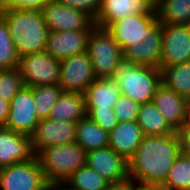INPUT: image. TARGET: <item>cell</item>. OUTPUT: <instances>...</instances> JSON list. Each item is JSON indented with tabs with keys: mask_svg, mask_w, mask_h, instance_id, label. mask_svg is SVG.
<instances>
[{
	"mask_svg": "<svg viewBox=\"0 0 190 190\" xmlns=\"http://www.w3.org/2000/svg\"><path fill=\"white\" fill-rule=\"evenodd\" d=\"M86 116V105L83 93L62 92L51 109L48 118L77 123Z\"/></svg>",
	"mask_w": 190,
	"mask_h": 190,
	"instance_id": "cell-22",
	"label": "cell"
},
{
	"mask_svg": "<svg viewBox=\"0 0 190 190\" xmlns=\"http://www.w3.org/2000/svg\"><path fill=\"white\" fill-rule=\"evenodd\" d=\"M87 116L98 124L103 130L110 132L119 122L114 108L104 110L86 109Z\"/></svg>",
	"mask_w": 190,
	"mask_h": 190,
	"instance_id": "cell-33",
	"label": "cell"
},
{
	"mask_svg": "<svg viewBox=\"0 0 190 190\" xmlns=\"http://www.w3.org/2000/svg\"><path fill=\"white\" fill-rule=\"evenodd\" d=\"M35 156L48 183L65 182L86 165V151L75 142L48 146Z\"/></svg>",
	"mask_w": 190,
	"mask_h": 190,
	"instance_id": "cell-4",
	"label": "cell"
},
{
	"mask_svg": "<svg viewBox=\"0 0 190 190\" xmlns=\"http://www.w3.org/2000/svg\"><path fill=\"white\" fill-rule=\"evenodd\" d=\"M160 68L190 61V25L162 24Z\"/></svg>",
	"mask_w": 190,
	"mask_h": 190,
	"instance_id": "cell-9",
	"label": "cell"
},
{
	"mask_svg": "<svg viewBox=\"0 0 190 190\" xmlns=\"http://www.w3.org/2000/svg\"><path fill=\"white\" fill-rule=\"evenodd\" d=\"M95 79L96 76L87 52L60 61L58 85L63 92L84 93Z\"/></svg>",
	"mask_w": 190,
	"mask_h": 190,
	"instance_id": "cell-10",
	"label": "cell"
},
{
	"mask_svg": "<svg viewBox=\"0 0 190 190\" xmlns=\"http://www.w3.org/2000/svg\"><path fill=\"white\" fill-rule=\"evenodd\" d=\"M136 122L141 127L144 135L162 136L176 132L165 120L153 102L140 105Z\"/></svg>",
	"mask_w": 190,
	"mask_h": 190,
	"instance_id": "cell-24",
	"label": "cell"
},
{
	"mask_svg": "<svg viewBox=\"0 0 190 190\" xmlns=\"http://www.w3.org/2000/svg\"><path fill=\"white\" fill-rule=\"evenodd\" d=\"M119 86L122 95L144 104L152 102L161 82V71L157 67L132 63L122 58L111 77Z\"/></svg>",
	"mask_w": 190,
	"mask_h": 190,
	"instance_id": "cell-3",
	"label": "cell"
},
{
	"mask_svg": "<svg viewBox=\"0 0 190 190\" xmlns=\"http://www.w3.org/2000/svg\"><path fill=\"white\" fill-rule=\"evenodd\" d=\"M91 30L50 31L46 51L56 60H63L87 52Z\"/></svg>",
	"mask_w": 190,
	"mask_h": 190,
	"instance_id": "cell-16",
	"label": "cell"
},
{
	"mask_svg": "<svg viewBox=\"0 0 190 190\" xmlns=\"http://www.w3.org/2000/svg\"><path fill=\"white\" fill-rule=\"evenodd\" d=\"M180 142V153L190 154V118L187 123L176 131Z\"/></svg>",
	"mask_w": 190,
	"mask_h": 190,
	"instance_id": "cell-36",
	"label": "cell"
},
{
	"mask_svg": "<svg viewBox=\"0 0 190 190\" xmlns=\"http://www.w3.org/2000/svg\"><path fill=\"white\" fill-rule=\"evenodd\" d=\"M50 0H0V12L14 9L40 10Z\"/></svg>",
	"mask_w": 190,
	"mask_h": 190,
	"instance_id": "cell-34",
	"label": "cell"
},
{
	"mask_svg": "<svg viewBox=\"0 0 190 190\" xmlns=\"http://www.w3.org/2000/svg\"><path fill=\"white\" fill-rule=\"evenodd\" d=\"M48 182L36 156L0 168V190H47Z\"/></svg>",
	"mask_w": 190,
	"mask_h": 190,
	"instance_id": "cell-7",
	"label": "cell"
},
{
	"mask_svg": "<svg viewBox=\"0 0 190 190\" xmlns=\"http://www.w3.org/2000/svg\"><path fill=\"white\" fill-rule=\"evenodd\" d=\"M86 165L109 184L122 182L128 178V161L109 146L86 152Z\"/></svg>",
	"mask_w": 190,
	"mask_h": 190,
	"instance_id": "cell-14",
	"label": "cell"
},
{
	"mask_svg": "<svg viewBox=\"0 0 190 190\" xmlns=\"http://www.w3.org/2000/svg\"><path fill=\"white\" fill-rule=\"evenodd\" d=\"M41 12L50 31L92 30L96 26L94 20L85 12L62 4L58 0H50Z\"/></svg>",
	"mask_w": 190,
	"mask_h": 190,
	"instance_id": "cell-8",
	"label": "cell"
},
{
	"mask_svg": "<svg viewBox=\"0 0 190 190\" xmlns=\"http://www.w3.org/2000/svg\"><path fill=\"white\" fill-rule=\"evenodd\" d=\"M9 114V102L0 97V126H5Z\"/></svg>",
	"mask_w": 190,
	"mask_h": 190,
	"instance_id": "cell-39",
	"label": "cell"
},
{
	"mask_svg": "<svg viewBox=\"0 0 190 190\" xmlns=\"http://www.w3.org/2000/svg\"><path fill=\"white\" fill-rule=\"evenodd\" d=\"M71 8L81 10L94 21L100 11L102 0H58Z\"/></svg>",
	"mask_w": 190,
	"mask_h": 190,
	"instance_id": "cell-35",
	"label": "cell"
},
{
	"mask_svg": "<svg viewBox=\"0 0 190 190\" xmlns=\"http://www.w3.org/2000/svg\"><path fill=\"white\" fill-rule=\"evenodd\" d=\"M187 117L190 118V96L186 98Z\"/></svg>",
	"mask_w": 190,
	"mask_h": 190,
	"instance_id": "cell-41",
	"label": "cell"
},
{
	"mask_svg": "<svg viewBox=\"0 0 190 190\" xmlns=\"http://www.w3.org/2000/svg\"><path fill=\"white\" fill-rule=\"evenodd\" d=\"M157 21V14H133L112 22L106 29L124 51L145 40L149 36V29Z\"/></svg>",
	"mask_w": 190,
	"mask_h": 190,
	"instance_id": "cell-11",
	"label": "cell"
},
{
	"mask_svg": "<svg viewBox=\"0 0 190 190\" xmlns=\"http://www.w3.org/2000/svg\"><path fill=\"white\" fill-rule=\"evenodd\" d=\"M47 190H74L66 182L48 183Z\"/></svg>",
	"mask_w": 190,
	"mask_h": 190,
	"instance_id": "cell-40",
	"label": "cell"
},
{
	"mask_svg": "<svg viewBox=\"0 0 190 190\" xmlns=\"http://www.w3.org/2000/svg\"><path fill=\"white\" fill-rule=\"evenodd\" d=\"M144 133L136 121L119 122L109 132L108 146L128 161L144 138Z\"/></svg>",
	"mask_w": 190,
	"mask_h": 190,
	"instance_id": "cell-20",
	"label": "cell"
},
{
	"mask_svg": "<svg viewBox=\"0 0 190 190\" xmlns=\"http://www.w3.org/2000/svg\"><path fill=\"white\" fill-rule=\"evenodd\" d=\"M65 182L74 190H105L109 184L87 165L76 170Z\"/></svg>",
	"mask_w": 190,
	"mask_h": 190,
	"instance_id": "cell-29",
	"label": "cell"
},
{
	"mask_svg": "<svg viewBox=\"0 0 190 190\" xmlns=\"http://www.w3.org/2000/svg\"><path fill=\"white\" fill-rule=\"evenodd\" d=\"M87 53L96 78H111L123 51L107 29L95 26L89 35Z\"/></svg>",
	"mask_w": 190,
	"mask_h": 190,
	"instance_id": "cell-5",
	"label": "cell"
},
{
	"mask_svg": "<svg viewBox=\"0 0 190 190\" xmlns=\"http://www.w3.org/2000/svg\"><path fill=\"white\" fill-rule=\"evenodd\" d=\"M39 121L33 90L24 86L9 102V114L4 127L31 136Z\"/></svg>",
	"mask_w": 190,
	"mask_h": 190,
	"instance_id": "cell-12",
	"label": "cell"
},
{
	"mask_svg": "<svg viewBox=\"0 0 190 190\" xmlns=\"http://www.w3.org/2000/svg\"><path fill=\"white\" fill-rule=\"evenodd\" d=\"M164 190H190V157L180 153L165 182L162 184Z\"/></svg>",
	"mask_w": 190,
	"mask_h": 190,
	"instance_id": "cell-27",
	"label": "cell"
},
{
	"mask_svg": "<svg viewBox=\"0 0 190 190\" xmlns=\"http://www.w3.org/2000/svg\"><path fill=\"white\" fill-rule=\"evenodd\" d=\"M133 14H157L155 0H102L94 23L106 29L112 22Z\"/></svg>",
	"mask_w": 190,
	"mask_h": 190,
	"instance_id": "cell-15",
	"label": "cell"
},
{
	"mask_svg": "<svg viewBox=\"0 0 190 190\" xmlns=\"http://www.w3.org/2000/svg\"><path fill=\"white\" fill-rule=\"evenodd\" d=\"M83 95L86 109L104 110L114 108L121 92L112 78H96Z\"/></svg>",
	"mask_w": 190,
	"mask_h": 190,
	"instance_id": "cell-21",
	"label": "cell"
},
{
	"mask_svg": "<svg viewBox=\"0 0 190 190\" xmlns=\"http://www.w3.org/2000/svg\"><path fill=\"white\" fill-rule=\"evenodd\" d=\"M18 68L24 85H56L60 79V61L42 51L19 57Z\"/></svg>",
	"mask_w": 190,
	"mask_h": 190,
	"instance_id": "cell-6",
	"label": "cell"
},
{
	"mask_svg": "<svg viewBox=\"0 0 190 190\" xmlns=\"http://www.w3.org/2000/svg\"><path fill=\"white\" fill-rule=\"evenodd\" d=\"M75 143L86 152L104 148L109 143V132L86 116L76 123Z\"/></svg>",
	"mask_w": 190,
	"mask_h": 190,
	"instance_id": "cell-23",
	"label": "cell"
},
{
	"mask_svg": "<svg viewBox=\"0 0 190 190\" xmlns=\"http://www.w3.org/2000/svg\"><path fill=\"white\" fill-rule=\"evenodd\" d=\"M161 82L183 97L190 96V61L160 68Z\"/></svg>",
	"mask_w": 190,
	"mask_h": 190,
	"instance_id": "cell-26",
	"label": "cell"
},
{
	"mask_svg": "<svg viewBox=\"0 0 190 190\" xmlns=\"http://www.w3.org/2000/svg\"><path fill=\"white\" fill-rule=\"evenodd\" d=\"M160 24L190 25V0H155Z\"/></svg>",
	"mask_w": 190,
	"mask_h": 190,
	"instance_id": "cell-25",
	"label": "cell"
},
{
	"mask_svg": "<svg viewBox=\"0 0 190 190\" xmlns=\"http://www.w3.org/2000/svg\"><path fill=\"white\" fill-rule=\"evenodd\" d=\"M24 86L18 66L0 69V97L4 100L10 102Z\"/></svg>",
	"mask_w": 190,
	"mask_h": 190,
	"instance_id": "cell-31",
	"label": "cell"
},
{
	"mask_svg": "<svg viewBox=\"0 0 190 190\" xmlns=\"http://www.w3.org/2000/svg\"><path fill=\"white\" fill-rule=\"evenodd\" d=\"M19 56L5 19L0 15V69L17 67Z\"/></svg>",
	"mask_w": 190,
	"mask_h": 190,
	"instance_id": "cell-30",
	"label": "cell"
},
{
	"mask_svg": "<svg viewBox=\"0 0 190 190\" xmlns=\"http://www.w3.org/2000/svg\"><path fill=\"white\" fill-rule=\"evenodd\" d=\"M132 190H164L162 185L143 183L132 179Z\"/></svg>",
	"mask_w": 190,
	"mask_h": 190,
	"instance_id": "cell-37",
	"label": "cell"
},
{
	"mask_svg": "<svg viewBox=\"0 0 190 190\" xmlns=\"http://www.w3.org/2000/svg\"><path fill=\"white\" fill-rule=\"evenodd\" d=\"M33 90L35 111L39 119L49 117L51 109L62 94V88L56 85H38L30 87Z\"/></svg>",
	"mask_w": 190,
	"mask_h": 190,
	"instance_id": "cell-28",
	"label": "cell"
},
{
	"mask_svg": "<svg viewBox=\"0 0 190 190\" xmlns=\"http://www.w3.org/2000/svg\"><path fill=\"white\" fill-rule=\"evenodd\" d=\"M76 123L68 121L40 119L31 135V146L36 155L48 146L75 142Z\"/></svg>",
	"mask_w": 190,
	"mask_h": 190,
	"instance_id": "cell-13",
	"label": "cell"
},
{
	"mask_svg": "<svg viewBox=\"0 0 190 190\" xmlns=\"http://www.w3.org/2000/svg\"><path fill=\"white\" fill-rule=\"evenodd\" d=\"M0 15L8 25L19 57L46 50L50 30L40 10L14 9Z\"/></svg>",
	"mask_w": 190,
	"mask_h": 190,
	"instance_id": "cell-2",
	"label": "cell"
},
{
	"mask_svg": "<svg viewBox=\"0 0 190 190\" xmlns=\"http://www.w3.org/2000/svg\"><path fill=\"white\" fill-rule=\"evenodd\" d=\"M140 103L132 100L128 96L122 95L114 106V112L118 122H133L137 120Z\"/></svg>",
	"mask_w": 190,
	"mask_h": 190,
	"instance_id": "cell-32",
	"label": "cell"
},
{
	"mask_svg": "<svg viewBox=\"0 0 190 190\" xmlns=\"http://www.w3.org/2000/svg\"><path fill=\"white\" fill-rule=\"evenodd\" d=\"M179 154L180 142L176 132L162 136L145 135L128 160V178L162 185Z\"/></svg>",
	"mask_w": 190,
	"mask_h": 190,
	"instance_id": "cell-1",
	"label": "cell"
},
{
	"mask_svg": "<svg viewBox=\"0 0 190 190\" xmlns=\"http://www.w3.org/2000/svg\"><path fill=\"white\" fill-rule=\"evenodd\" d=\"M161 32L162 24L158 21L149 29V36L138 45L127 47L123 57L132 63L144 66L157 67L161 63Z\"/></svg>",
	"mask_w": 190,
	"mask_h": 190,
	"instance_id": "cell-19",
	"label": "cell"
},
{
	"mask_svg": "<svg viewBox=\"0 0 190 190\" xmlns=\"http://www.w3.org/2000/svg\"><path fill=\"white\" fill-rule=\"evenodd\" d=\"M105 190H132V179L127 178L122 182L110 183Z\"/></svg>",
	"mask_w": 190,
	"mask_h": 190,
	"instance_id": "cell-38",
	"label": "cell"
},
{
	"mask_svg": "<svg viewBox=\"0 0 190 190\" xmlns=\"http://www.w3.org/2000/svg\"><path fill=\"white\" fill-rule=\"evenodd\" d=\"M34 156L31 136L0 126V168L29 161Z\"/></svg>",
	"mask_w": 190,
	"mask_h": 190,
	"instance_id": "cell-17",
	"label": "cell"
},
{
	"mask_svg": "<svg viewBox=\"0 0 190 190\" xmlns=\"http://www.w3.org/2000/svg\"><path fill=\"white\" fill-rule=\"evenodd\" d=\"M152 102L175 131L187 123L186 97L180 96L161 83L154 93Z\"/></svg>",
	"mask_w": 190,
	"mask_h": 190,
	"instance_id": "cell-18",
	"label": "cell"
}]
</instances>
